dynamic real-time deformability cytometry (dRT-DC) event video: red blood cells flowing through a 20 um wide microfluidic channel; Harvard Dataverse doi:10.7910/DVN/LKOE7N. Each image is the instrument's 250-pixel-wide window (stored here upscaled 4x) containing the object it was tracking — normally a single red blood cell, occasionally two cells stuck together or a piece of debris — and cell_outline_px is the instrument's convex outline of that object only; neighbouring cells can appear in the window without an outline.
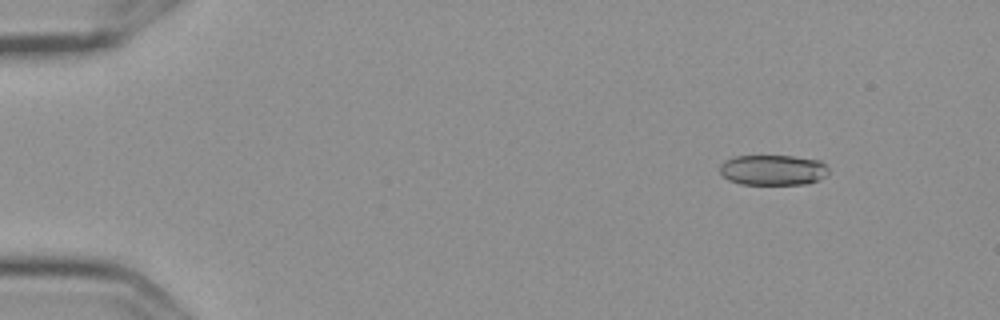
{"species": "Egyptian fruit bat (a non-hibernating species)", "species_latin": "Rousettus aegyptiacus", "temperature_condition": "cold", "stored_images_in_passage": 5, "camera_frame_rate_fps": 3000, "um_per_image_px": 0.085, "frame": {"image": 1, "passage_image": 2, "time_ms": 0.333, "image_size_px": [1000, 320], "cell_outline_px": [[828, 172], [820, 180], [808, 184], [740, 184], [728, 180], [720, 172], [720, 164], [724, 160], [736, 156], [792, 156], [820, 160], [828, 168]], "centroid_in_image_um": [65.7, 14.45], "position_along_channel_um": 19.3, "area_um2": 19.36}}
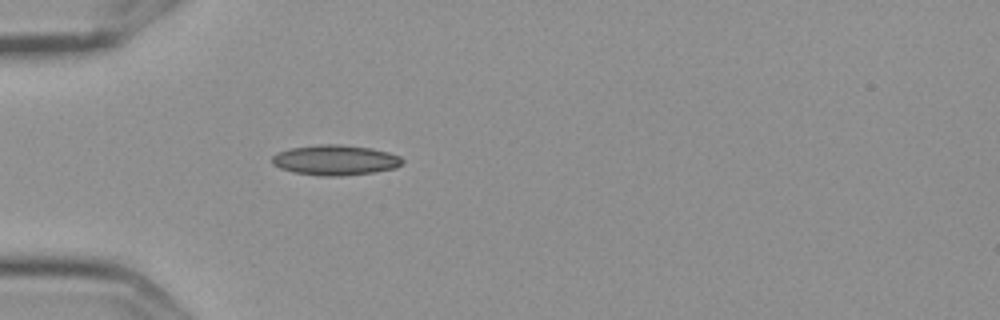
{"frame": {"image": 2, "passage_image": 5, "time_ms": 1.333, "image_size_px": [1000, 320], "cell_outline_px": [[404, 160], [396, 168], [372, 172], [344, 176], [320, 176], [292, 172], [280, 168], [272, 164], [272, 156], [280, 152], [292, 148], [320, 144], [340, 144], [372, 148], [388, 152], [400, 156]], "centroid_in_image_um": [28.5, 13.61], "position_along_channel_um": 56.5, "area_um2": 22.95}}